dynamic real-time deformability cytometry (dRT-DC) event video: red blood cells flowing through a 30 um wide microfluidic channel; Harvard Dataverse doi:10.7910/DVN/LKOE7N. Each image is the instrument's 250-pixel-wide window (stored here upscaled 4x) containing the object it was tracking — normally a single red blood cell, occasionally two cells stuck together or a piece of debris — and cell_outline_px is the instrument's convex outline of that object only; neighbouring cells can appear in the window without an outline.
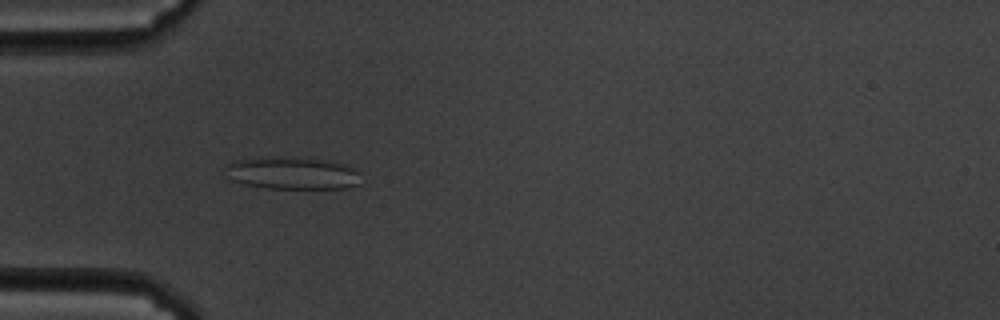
{"species": "common noctule bat (a hibernating species)", "species_latin": "Nyctalus noctula", "temperature_condition": "cold", "stored_images_in_passage": 56, "camera_frame_rate_fps": 3000, "um_per_image_px": 0.085, "animal": {"sex": "male", "body_mass_g": 19.5, "forearm_length_mm": 54.6}, "frame": {"image": 1, "passage_image": 15, "time_ms": 4.667, "image_size_px": [1000, 320], "cell_outline_px": [[360, 184], [348, 188], [268, 188], [244, 184], [232, 180], [224, 176], [228, 164], [232, 160], [256, 156], [312, 156], [336, 160], [348, 164], [356, 168], [360, 172]], "centroid_in_image_um": [24.89, 14.66], "position_along_channel_um": 60.1, "area_um2": 27.05}}
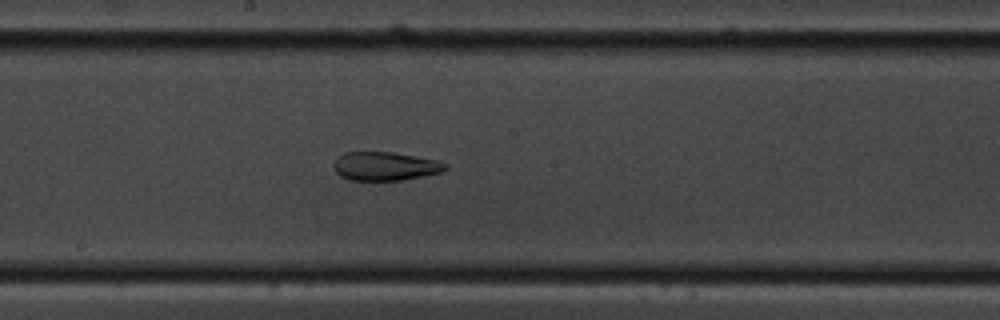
{"frame": {"image": 2, "passage_image": 29, "time_ms": 9.333, "image_size_px": [1000, 320], "cell_outline_px": [[448, 168], [440, 172], [404, 180], [348, 180], [340, 176], [332, 168], [332, 164], [344, 152], [392, 152], [436, 160], [448, 164]], "centroid_in_image_um": [32.71, 14.13], "position_along_channel_um": 215.5, "area_um2": 18.61}}
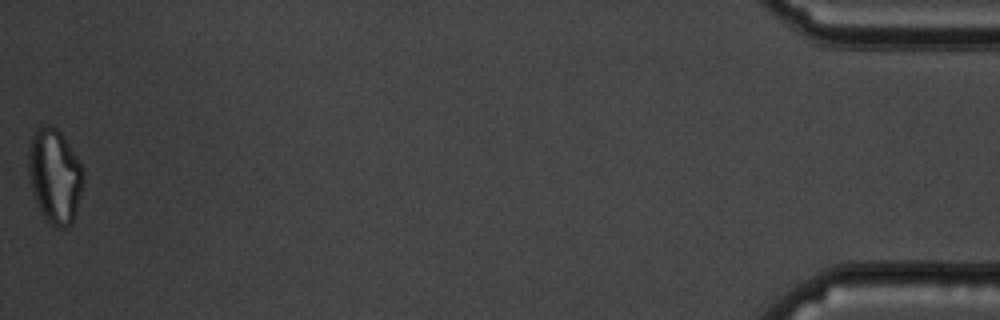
{"frame": {"image": 3, "passage_image": 56, "time_ms": 18.333, "image_size_px": [1000, 320], "cell_outline_px": [[84, 180], [72, 224], [68, 228], [60, 228], [52, 224], [44, 216], [36, 200], [32, 188], [28, 172], [28, 156], [32, 136], [36, 128], [44, 124], [52, 124], [60, 132], [84, 168]], "centroid_in_image_um": [4.66, 14.93], "position_along_channel_um": 430.5, "area_um2": 29.94}, "authors_computed_cell_mechanics": {"area_um2": 26.2701, "velocity_mm_per_s": 3.411, "shape_relaxation_time_tau1_ms": null, "shape_relaxation_time_tau2_ms": 1.7888, "deformation_change_tau1": null, "deformation_change_tau2": 0.1008}}